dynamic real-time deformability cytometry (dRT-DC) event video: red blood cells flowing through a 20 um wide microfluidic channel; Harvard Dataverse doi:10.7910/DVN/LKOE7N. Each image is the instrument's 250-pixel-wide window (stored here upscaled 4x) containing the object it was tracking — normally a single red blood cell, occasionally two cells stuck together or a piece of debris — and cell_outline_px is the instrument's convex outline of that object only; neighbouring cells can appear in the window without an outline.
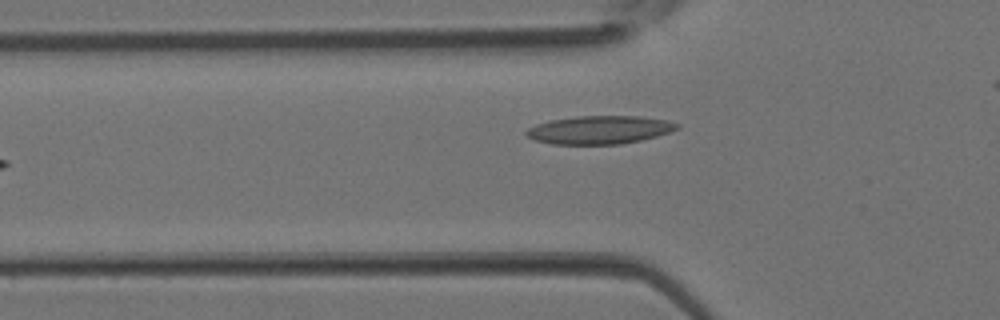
{"species": "Egyptian fruit bat (a non-hibernating species)", "species_latin": "Rousettus aegyptiacus", "temperature_condition": "room temperature", "stored_images_in_passage": 4, "camera_frame_rate_fps": 3000, "um_per_image_px": 0.085, "animal": {"sex": "female"}, "frame": {"image": 1, "passage_image": 4, "time_ms": 1.0, "image_size_px": [1000, 320], "cell_outline_px": [[680, 128], [656, 136], [640, 140], [620, 144], [552, 144], [536, 140], [528, 136], [524, 132], [528, 128], [536, 124], [548, 120], [576, 116], [640, 116], [668, 120], [680, 124]], "centroid_in_image_um": [50.96, 11.03], "position_along_channel_um": 74.8, "area_um2": 24.8}}